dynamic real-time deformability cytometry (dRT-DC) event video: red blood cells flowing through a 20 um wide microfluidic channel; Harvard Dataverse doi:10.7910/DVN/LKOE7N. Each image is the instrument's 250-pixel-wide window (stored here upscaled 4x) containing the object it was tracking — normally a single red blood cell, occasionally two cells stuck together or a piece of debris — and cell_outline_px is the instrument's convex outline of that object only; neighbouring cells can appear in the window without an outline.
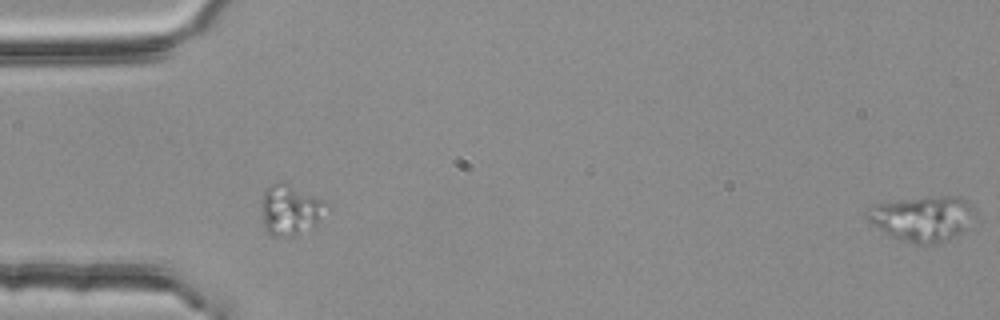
{"species": "common noctule bat (a hibernating species)", "species_latin": "Nyctalus noctula", "temperature_condition": "room temperature", "stored_images_in_passage": 5, "segment_of_instrument_passage": [2, 2], "camera_frame_rate_fps": 3000, "um_per_image_px": 0.085, "animal": {"sex": "female", "body_mass_g": 25.1}, "frame": {"image": 1, "passage_image": 5, "time_ms": 1.333, "image_size_px": [1000, 320], "cell_outline_px": [[976, 212], [960, 232], [956, 236], [948, 240], [936, 244], [916, 244], [900, 240], [884, 232], [872, 224], [864, 216], [864, 212], [876, 204], [884, 200], [928, 196], [960, 196], [968, 200], [976, 208]], "centroid_in_image_um": [78.38, 18.53], "position_along_channel_um": 6.6, "area_um2": 28.96}}